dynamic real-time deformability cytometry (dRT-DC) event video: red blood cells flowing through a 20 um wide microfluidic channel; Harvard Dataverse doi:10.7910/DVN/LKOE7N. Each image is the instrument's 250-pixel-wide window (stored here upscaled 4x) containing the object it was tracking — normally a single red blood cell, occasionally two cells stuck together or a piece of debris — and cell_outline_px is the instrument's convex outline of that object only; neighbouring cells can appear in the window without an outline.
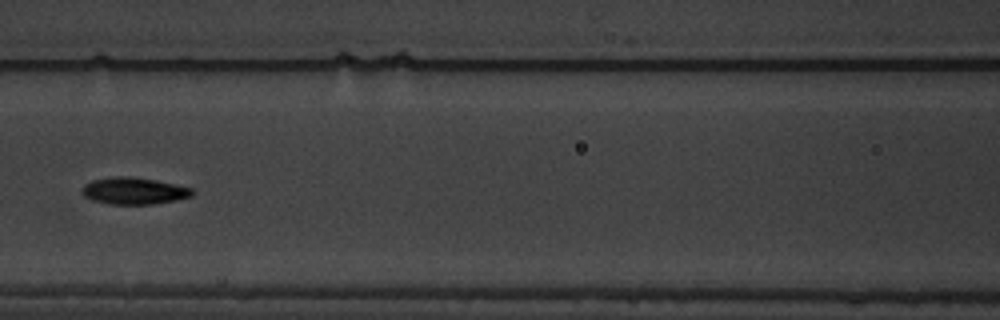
{"species": "common noctule bat (a hibernating species)", "species_latin": "Nyctalus noctula", "temperature_condition": "warm", "stored_images_in_passage": 8, "camera_frame_rate_fps": 3000, "um_per_image_px": 0.085, "animal": {"sex": "male", "body_mass_g": 19.5, "forearm_length_mm": 54.6}, "frame": {"image": 1, "passage_image": 8, "time_ms": 10.0, "image_size_px": [1000, 320], "cell_outline_px": [[196, 192], [192, 196], [176, 200], [152, 204], [108, 204], [92, 200], [84, 196], [80, 188], [84, 184], [92, 180], [112, 176], [128, 176], [156, 180], [192, 188]], "centroid_in_image_um": [11.36, 16.22], "position_along_channel_um": 155.2, "area_um2": 17.4}}